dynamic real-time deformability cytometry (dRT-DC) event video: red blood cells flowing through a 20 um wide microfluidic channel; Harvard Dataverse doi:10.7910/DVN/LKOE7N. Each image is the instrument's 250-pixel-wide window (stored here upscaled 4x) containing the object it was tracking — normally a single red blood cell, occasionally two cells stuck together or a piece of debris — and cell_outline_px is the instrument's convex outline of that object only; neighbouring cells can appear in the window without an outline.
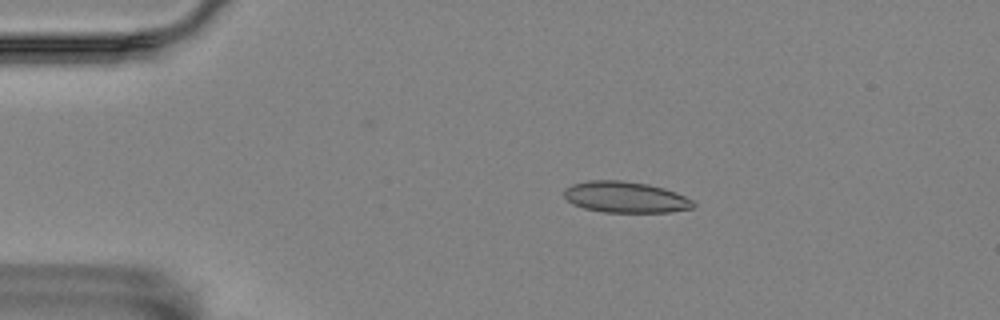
{"species": "Egyptian fruit bat (a non-hibernating species)", "species_latin": "Rousettus aegyptiacus", "temperature_condition": "room temperature", "stored_images_in_passage": 6, "camera_frame_rate_fps": 3000, "um_per_image_px": 0.085, "animal": {"sex": "female"}, "frame": {"image": 1, "passage_image": 4, "time_ms": 1.0, "image_size_px": [1000, 320], "cell_outline_px": [[696, 204], [692, 208], [668, 212], [604, 212], [584, 208], [568, 200], [564, 196], [564, 188], [572, 184], [588, 180], [620, 180], [648, 184], [664, 188], [676, 192], [692, 200]], "centroid_in_image_um": [53.16, 16.75], "position_along_channel_um": 31.8, "area_um2": 23.35}}
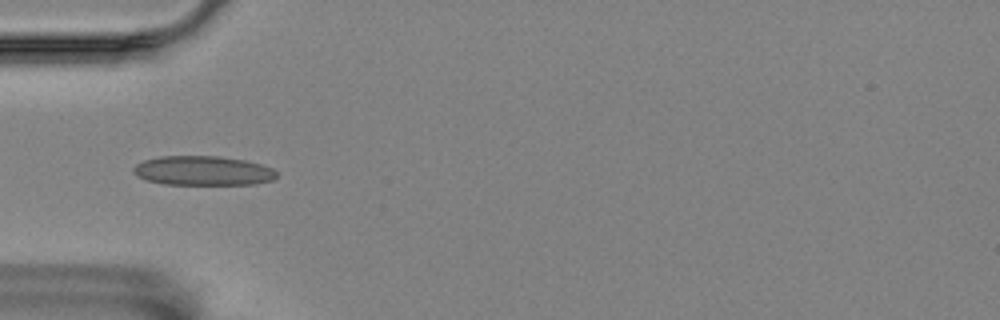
{"frame": {"image": 2, "passage_image": 6, "time_ms": 1.667, "image_size_px": [1000, 320], "cell_outline_px": [[276, 176], [272, 180], [256, 184], [164, 184], [148, 180], [136, 176], [132, 172], [132, 168], [136, 164], [144, 160], [160, 156], [220, 156], [244, 160], [260, 164], [272, 168], [276, 172]], "centroid_in_image_um": [17.22, 14.5], "position_along_channel_um": 67.8, "area_um2": 24.51}}